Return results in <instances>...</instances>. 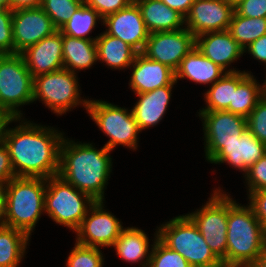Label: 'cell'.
<instances>
[{"label":"cell","mask_w":266,"mask_h":267,"mask_svg":"<svg viewBox=\"0 0 266 267\" xmlns=\"http://www.w3.org/2000/svg\"><path fill=\"white\" fill-rule=\"evenodd\" d=\"M14 53L20 54L58 29L41 7L13 11Z\"/></svg>","instance_id":"9a60e30c"},{"label":"cell","mask_w":266,"mask_h":267,"mask_svg":"<svg viewBox=\"0 0 266 267\" xmlns=\"http://www.w3.org/2000/svg\"><path fill=\"white\" fill-rule=\"evenodd\" d=\"M60 146L58 176L95 201H104V190L112 171L110 150L68 138Z\"/></svg>","instance_id":"7a4b0ae2"},{"label":"cell","mask_w":266,"mask_h":267,"mask_svg":"<svg viewBox=\"0 0 266 267\" xmlns=\"http://www.w3.org/2000/svg\"><path fill=\"white\" fill-rule=\"evenodd\" d=\"M235 6L228 0H195L185 17V27L200 34L228 30Z\"/></svg>","instance_id":"5bb4252c"},{"label":"cell","mask_w":266,"mask_h":267,"mask_svg":"<svg viewBox=\"0 0 266 267\" xmlns=\"http://www.w3.org/2000/svg\"><path fill=\"white\" fill-rule=\"evenodd\" d=\"M246 51L250 53L254 59L259 60V62L265 63L266 65V35H263L259 39L252 42L244 50V52Z\"/></svg>","instance_id":"b9f144b4"},{"label":"cell","mask_w":266,"mask_h":267,"mask_svg":"<svg viewBox=\"0 0 266 267\" xmlns=\"http://www.w3.org/2000/svg\"><path fill=\"white\" fill-rule=\"evenodd\" d=\"M103 201H95L75 232L76 242L89 247H111L124 229L121 221L104 209Z\"/></svg>","instance_id":"4fadbf2b"},{"label":"cell","mask_w":266,"mask_h":267,"mask_svg":"<svg viewBox=\"0 0 266 267\" xmlns=\"http://www.w3.org/2000/svg\"><path fill=\"white\" fill-rule=\"evenodd\" d=\"M131 67L133 72L129 86L135 94L153 91L175 80V72L171 68L149 59L142 52L137 53Z\"/></svg>","instance_id":"d6986e66"},{"label":"cell","mask_w":266,"mask_h":267,"mask_svg":"<svg viewBox=\"0 0 266 267\" xmlns=\"http://www.w3.org/2000/svg\"><path fill=\"white\" fill-rule=\"evenodd\" d=\"M4 10L5 8L2 5H0V12H3Z\"/></svg>","instance_id":"f5cc1de1"},{"label":"cell","mask_w":266,"mask_h":267,"mask_svg":"<svg viewBox=\"0 0 266 267\" xmlns=\"http://www.w3.org/2000/svg\"><path fill=\"white\" fill-rule=\"evenodd\" d=\"M100 248L75 243L67 257V267H103L104 258Z\"/></svg>","instance_id":"836d02e7"},{"label":"cell","mask_w":266,"mask_h":267,"mask_svg":"<svg viewBox=\"0 0 266 267\" xmlns=\"http://www.w3.org/2000/svg\"><path fill=\"white\" fill-rule=\"evenodd\" d=\"M31 76L64 68L62 33L57 30L20 53Z\"/></svg>","instance_id":"e0dca14e"},{"label":"cell","mask_w":266,"mask_h":267,"mask_svg":"<svg viewBox=\"0 0 266 267\" xmlns=\"http://www.w3.org/2000/svg\"><path fill=\"white\" fill-rule=\"evenodd\" d=\"M158 238L192 267H215L222 263L187 215H179L158 227Z\"/></svg>","instance_id":"5b68a950"},{"label":"cell","mask_w":266,"mask_h":267,"mask_svg":"<svg viewBox=\"0 0 266 267\" xmlns=\"http://www.w3.org/2000/svg\"><path fill=\"white\" fill-rule=\"evenodd\" d=\"M168 7L180 13L184 18L189 13L191 5L195 0H161Z\"/></svg>","instance_id":"7bdbcfd3"},{"label":"cell","mask_w":266,"mask_h":267,"mask_svg":"<svg viewBox=\"0 0 266 267\" xmlns=\"http://www.w3.org/2000/svg\"><path fill=\"white\" fill-rule=\"evenodd\" d=\"M174 80L170 85L159 87L153 91L136 94L139 100L131 109L140 131L157 125L166 113Z\"/></svg>","instance_id":"44dd1931"},{"label":"cell","mask_w":266,"mask_h":267,"mask_svg":"<svg viewBox=\"0 0 266 267\" xmlns=\"http://www.w3.org/2000/svg\"><path fill=\"white\" fill-rule=\"evenodd\" d=\"M216 188L207 203L186 214L196 225L205 242L222 261L227 251L228 194Z\"/></svg>","instance_id":"30bf717a"},{"label":"cell","mask_w":266,"mask_h":267,"mask_svg":"<svg viewBox=\"0 0 266 267\" xmlns=\"http://www.w3.org/2000/svg\"><path fill=\"white\" fill-rule=\"evenodd\" d=\"M8 117L0 112V141L2 140V130Z\"/></svg>","instance_id":"7dc6e473"},{"label":"cell","mask_w":266,"mask_h":267,"mask_svg":"<svg viewBox=\"0 0 266 267\" xmlns=\"http://www.w3.org/2000/svg\"><path fill=\"white\" fill-rule=\"evenodd\" d=\"M149 240L143 230L132 226L124 228L111 247H115L117 255L124 261L141 262L139 266L147 267L151 256Z\"/></svg>","instance_id":"cb8c5ba5"},{"label":"cell","mask_w":266,"mask_h":267,"mask_svg":"<svg viewBox=\"0 0 266 267\" xmlns=\"http://www.w3.org/2000/svg\"><path fill=\"white\" fill-rule=\"evenodd\" d=\"M231 4H233L234 6H236L239 2H241L242 0H228Z\"/></svg>","instance_id":"f907efd6"},{"label":"cell","mask_w":266,"mask_h":267,"mask_svg":"<svg viewBox=\"0 0 266 267\" xmlns=\"http://www.w3.org/2000/svg\"><path fill=\"white\" fill-rule=\"evenodd\" d=\"M195 47L196 37L185 27L177 31L149 33L142 53L175 72L181 60Z\"/></svg>","instance_id":"7c38bea8"},{"label":"cell","mask_w":266,"mask_h":267,"mask_svg":"<svg viewBox=\"0 0 266 267\" xmlns=\"http://www.w3.org/2000/svg\"><path fill=\"white\" fill-rule=\"evenodd\" d=\"M248 191L266 190V153L245 174Z\"/></svg>","instance_id":"d590c367"},{"label":"cell","mask_w":266,"mask_h":267,"mask_svg":"<svg viewBox=\"0 0 266 267\" xmlns=\"http://www.w3.org/2000/svg\"><path fill=\"white\" fill-rule=\"evenodd\" d=\"M45 192V178H12L6 184V212L3 225L23 231L31 237L41 214L45 212Z\"/></svg>","instance_id":"277c9868"},{"label":"cell","mask_w":266,"mask_h":267,"mask_svg":"<svg viewBox=\"0 0 266 267\" xmlns=\"http://www.w3.org/2000/svg\"><path fill=\"white\" fill-rule=\"evenodd\" d=\"M98 20L103 21V18L95 9L83 2L59 31L64 35L78 39L96 40L97 36L91 38L89 33L96 27V21Z\"/></svg>","instance_id":"4dcf8cb0"},{"label":"cell","mask_w":266,"mask_h":267,"mask_svg":"<svg viewBox=\"0 0 266 267\" xmlns=\"http://www.w3.org/2000/svg\"><path fill=\"white\" fill-rule=\"evenodd\" d=\"M266 153V145L260 142L247 128L240 138L224 147L209 161L220 164L228 163L230 167H235L247 173L248 168L255 164Z\"/></svg>","instance_id":"ac0fdd59"},{"label":"cell","mask_w":266,"mask_h":267,"mask_svg":"<svg viewBox=\"0 0 266 267\" xmlns=\"http://www.w3.org/2000/svg\"><path fill=\"white\" fill-rule=\"evenodd\" d=\"M196 48L226 72H237L238 70L234 68L227 70V67L244 54L243 48L233 39L228 30L198 35Z\"/></svg>","instance_id":"ffe728a7"},{"label":"cell","mask_w":266,"mask_h":267,"mask_svg":"<svg viewBox=\"0 0 266 267\" xmlns=\"http://www.w3.org/2000/svg\"><path fill=\"white\" fill-rule=\"evenodd\" d=\"M0 5H2L5 9L11 10V0H0Z\"/></svg>","instance_id":"c3c4849f"},{"label":"cell","mask_w":266,"mask_h":267,"mask_svg":"<svg viewBox=\"0 0 266 267\" xmlns=\"http://www.w3.org/2000/svg\"><path fill=\"white\" fill-rule=\"evenodd\" d=\"M95 203L88 194L58 175L46 179L45 212L57 224L77 231L88 209Z\"/></svg>","instance_id":"8992f818"},{"label":"cell","mask_w":266,"mask_h":267,"mask_svg":"<svg viewBox=\"0 0 266 267\" xmlns=\"http://www.w3.org/2000/svg\"><path fill=\"white\" fill-rule=\"evenodd\" d=\"M266 246V234L250 205L228 195L227 251L222 263L253 267Z\"/></svg>","instance_id":"3957f363"},{"label":"cell","mask_w":266,"mask_h":267,"mask_svg":"<svg viewBox=\"0 0 266 267\" xmlns=\"http://www.w3.org/2000/svg\"><path fill=\"white\" fill-rule=\"evenodd\" d=\"M83 2L84 0H43L41 8L59 30Z\"/></svg>","instance_id":"d6a6232c"},{"label":"cell","mask_w":266,"mask_h":267,"mask_svg":"<svg viewBox=\"0 0 266 267\" xmlns=\"http://www.w3.org/2000/svg\"><path fill=\"white\" fill-rule=\"evenodd\" d=\"M154 236L148 267H192L183 256L171 250L158 238V230Z\"/></svg>","instance_id":"1f68e13d"},{"label":"cell","mask_w":266,"mask_h":267,"mask_svg":"<svg viewBox=\"0 0 266 267\" xmlns=\"http://www.w3.org/2000/svg\"><path fill=\"white\" fill-rule=\"evenodd\" d=\"M6 212V184L0 183V225L4 223Z\"/></svg>","instance_id":"f6af8a7d"},{"label":"cell","mask_w":266,"mask_h":267,"mask_svg":"<svg viewBox=\"0 0 266 267\" xmlns=\"http://www.w3.org/2000/svg\"><path fill=\"white\" fill-rule=\"evenodd\" d=\"M29 239L23 231L0 225V267H18Z\"/></svg>","instance_id":"83f0119b"},{"label":"cell","mask_w":266,"mask_h":267,"mask_svg":"<svg viewBox=\"0 0 266 267\" xmlns=\"http://www.w3.org/2000/svg\"><path fill=\"white\" fill-rule=\"evenodd\" d=\"M202 118L205 157L209 162L223 147L240 138L246 118L228 111L198 112Z\"/></svg>","instance_id":"8fae6325"},{"label":"cell","mask_w":266,"mask_h":267,"mask_svg":"<svg viewBox=\"0 0 266 267\" xmlns=\"http://www.w3.org/2000/svg\"><path fill=\"white\" fill-rule=\"evenodd\" d=\"M264 96V88L249 73L233 90V105L226 110L247 118L258 101Z\"/></svg>","instance_id":"f1b7e54d"},{"label":"cell","mask_w":266,"mask_h":267,"mask_svg":"<svg viewBox=\"0 0 266 267\" xmlns=\"http://www.w3.org/2000/svg\"><path fill=\"white\" fill-rule=\"evenodd\" d=\"M249 205L260 221L266 234V190L253 191L248 194Z\"/></svg>","instance_id":"ab89813d"},{"label":"cell","mask_w":266,"mask_h":267,"mask_svg":"<svg viewBox=\"0 0 266 267\" xmlns=\"http://www.w3.org/2000/svg\"><path fill=\"white\" fill-rule=\"evenodd\" d=\"M215 267H240V266H235V265H229V264L221 263L220 265L215 266Z\"/></svg>","instance_id":"681fc988"},{"label":"cell","mask_w":266,"mask_h":267,"mask_svg":"<svg viewBox=\"0 0 266 267\" xmlns=\"http://www.w3.org/2000/svg\"><path fill=\"white\" fill-rule=\"evenodd\" d=\"M134 0H84V3L95 9L104 19L106 16L128 7Z\"/></svg>","instance_id":"74e56055"},{"label":"cell","mask_w":266,"mask_h":267,"mask_svg":"<svg viewBox=\"0 0 266 267\" xmlns=\"http://www.w3.org/2000/svg\"><path fill=\"white\" fill-rule=\"evenodd\" d=\"M228 31L245 50L252 42L266 35V18L243 17L234 11Z\"/></svg>","instance_id":"f546056e"},{"label":"cell","mask_w":266,"mask_h":267,"mask_svg":"<svg viewBox=\"0 0 266 267\" xmlns=\"http://www.w3.org/2000/svg\"><path fill=\"white\" fill-rule=\"evenodd\" d=\"M134 1L140 8L143 21L149 33L177 31L185 27V18L161 0Z\"/></svg>","instance_id":"7402d4cb"},{"label":"cell","mask_w":266,"mask_h":267,"mask_svg":"<svg viewBox=\"0 0 266 267\" xmlns=\"http://www.w3.org/2000/svg\"><path fill=\"white\" fill-rule=\"evenodd\" d=\"M87 113L110 139L104 145L112 151L117 145L136 150L140 129L132 111L102 100H89Z\"/></svg>","instance_id":"9c48e42d"},{"label":"cell","mask_w":266,"mask_h":267,"mask_svg":"<svg viewBox=\"0 0 266 267\" xmlns=\"http://www.w3.org/2000/svg\"><path fill=\"white\" fill-rule=\"evenodd\" d=\"M247 129L264 145H266V96L257 103L246 118Z\"/></svg>","instance_id":"e575fe53"},{"label":"cell","mask_w":266,"mask_h":267,"mask_svg":"<svg viewBox=\"0 0 266 267\" xmlns=\"http://www.w3.org/2000/svg\"><path fill=\"white\" fill-rule=\"evenodd\" d=\"M96 49L97 60L115 70L130 67L138 53L126 42L106 32L97 36Z\"/></svg>","instance_id":"d4e9b609"},{"label":"cell","mask_w":266,"mask_h":267,"mask_svg":"<svg viewBox=\"0 0 266 267\" xmlns=\"http://www.w3.org/2000/svg\"><path fill=\"white\" fill-rule=\"evenodd\" d=\"M253 267H266V246Z\"/></svg>","instance_id":"bcb514c9"},{"label":"cell","mask_w":266,"mask_h":267,"mask_svg":"<svg viewBox=\"0 0 266 267\" xmlns=\"http://www.w3.org/2000/svg\"><path fill=\"white\" fill-rule=\"evenodd\" d=\"M101 22L107 26V34L126 42L138 53L144 51L149 32L135 1L128 7L106 16Z\"/></svg>","instance_id":"2e32d148"},{"label":"cell","mask_w":266,"mask_h":267,"mask_svg":"<svg viewBox=\"0 0 266 267\" xmlns=\"http://www.w3.org/2000/svg\"><path fill=\"white\" fill-rule=\"evenodd\" d=\"M226 73L195 47L181 60L175 71V81L187 78L199 84L212 85Z\"/></svg>","instance_id":"603a6c76"},{"label":"cell","mask_w":266,"mask_h":267,"mask_svg":"<svg viewBox=\"0 0 266 267\" xmlns=\"http://www.w3.org/2000/svg\"><path fill=\"white\" fill-rule=\"evenodd\" d=\"M235 11L243 17L266 18V0H242Z\"/></svg>","instance_id":"f35d334b"},{"label":"cell","mask_w":266,"mask_h":267,"mask_svg":"<svg viewBox=\"0 0 266 267\" xmlns=\"http://www.w3.org/2000/svg\"><path fill=\"white\" fill-rule=\"evenodd\" d=\"M42 2L43 0H11V10L38 8Z\"/></svg>","instance_id":"ee69618b"},{"label":"cell","mask_w":266,"mask_h":267,"mask_svg":"<svg viewBox=\"0 0 266 267\" xmlns=\"http://www.w3.org/2000/svg\"><path fill=\"white\" fill-rule=\"evenodd\" d=\"M33 102V77L21 54H0V112L21 118L18 108Z\"/></svg>","instance_id":"52a82bcc"},{"label":"cell","mask_w":266,"mask_h":267,"mask_svg":"<svg viewBox=\"0 0 266 267\" xmlns=\"http://www.w3.org/2000/svg\"><path fill=\"white\" fill-rule=\"evenodd\" d=\"M263 88H264V95L266 96V78H265V81L263 83Z\"/></svg>","instance_id":"816d5d0a"},{"label":"cell","mask_w":266,"mask_h":267,"mask_svg":"<svg viewBox=\"0 0 266 267\" xmlns=\"http://www.w3.org/2000/svg\"><path fill=\"white\" fill-rule=\"evenodd\" d=\"M16 121L20 122L18 126L8 127ZM24 121L23 118H8L2 130V141L8 148L15 176L45 179L57 176L64 133Z\"/></svg>","instance_id":"6da1fadb"},{"label":"cell","mask_w":266,"mask_h":267,"mask_svg":"<svg viewBox=\"0 0 266 267\" xmlns=\"http://www.w3.org/2000/svg\"><path fill=\"white\" fill-rule=\"evenodd\" d=\"M249 74L245 71L227 72L205 92V108L199 112L226 111L233 105V90Z\"/></svg>","instance_id":"4316f807"},{"label":"cell","mask_w":266,"mask_h":267,"mask_svg":"<svg viewBox=\"0 0 266 267\" xmlns=\"http://www.w3.org/2000/svg\"><path fill=\"white\" fill-rule=\"evenodd\" d=\"M16 177L13 171L7 146L0 141V183L7 184Z\"/></svg>","instance_id":"60d3db41"},{"label":"cell","mask_w":266,"mask_h":267,"mask_svg":"<svg viewBox=\"0 0 266 267\" xmlns=\"http://www.w3.org/2000/svg\"><path fill=\"white\" fill-rule=\"evenodd\" d=\"M77 73L62 68L33 78V102L43 101L58 115L66 114L77 105L88 107L89 98L81 99Z\"/></svg>","instance_id":"ba28073f"},{"label":"cell","mask_w":266,"mask_h":267,"mask_svg":"<svg viewBox=\"0 0 266 267\" xmlns=\"http://www.w3.org/2000/svg\"><path fill=\"white\" fill-rule=\"evenodd\" d=\"M63 64L66 70L89 69L97 62L96 40L78 39L62 34Z\"/></svg>","instance_id":"484cf974"},{"label":"cell","mask_w":266,"mask_h":267,"mask_svg":"<svg viewBox=\"0 0 266 267\" xmlns=\"http://www.w3.org/2000/svg\"><path fill=\"white\" fill-rule=\"evenodd\" d=\"M12 15L10 9L0 12V54H14Z\"/></svg>","instance_id":"8d00e7d4"}]
</instances>
